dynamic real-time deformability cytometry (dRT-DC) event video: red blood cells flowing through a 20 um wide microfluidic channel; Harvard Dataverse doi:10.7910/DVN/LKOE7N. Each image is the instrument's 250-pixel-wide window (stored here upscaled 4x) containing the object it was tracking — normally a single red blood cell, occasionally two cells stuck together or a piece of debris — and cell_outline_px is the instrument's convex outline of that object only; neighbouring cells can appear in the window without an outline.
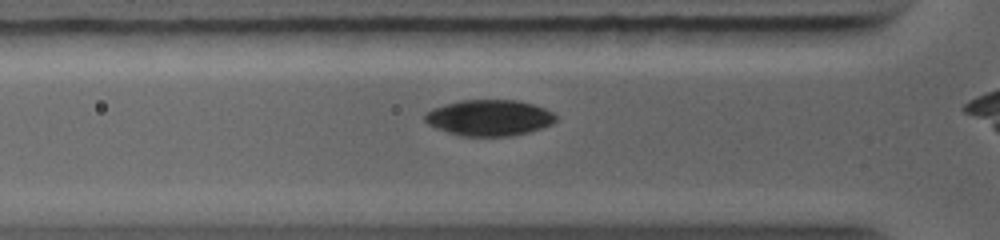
{"species": "common noctule bat (a hibernating species)", "species_latin": "Nyctalus noctula", "temperature_condition": "warm", "stored_images_in_passage": 68, "camera_frame_rate_fps": 5000, "um_per_image_px": 0.085, "animal": {"sex": "female", "body_mass_g": 19.0, "forearm_length_mm": 56.7}, "frame": {"image": 1, "passage_image": 5, "time_ms": 1.2, "image_size_px": [1000, 240], "cell_outline_px": [[556, 120], [552, 124], [528, 132], [512, 136], [460, 136], [436, 128], [428, 124], [424, 120], [424, 116], [432, 108], [444, 104], [460, 100], [516, 100], [532, 104], [544, 108], [552, 112], [556, 116]], "centroid_in_image_um": [41.57, 10.01], "position_along_channel_um": 84.2, "area_um2": 27.46}}
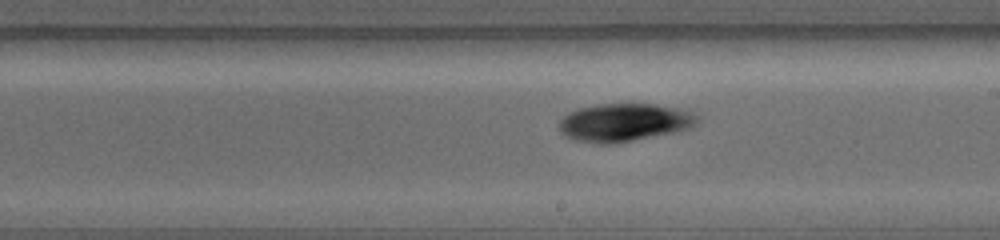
{"frame": {"image": 2, "passage_image": 20, "time_ms": 4.4, "image_size_px": [1000, 240], "cell_outline_px": [[700, 116], [696, 124], [688, 128], [676, 132], [616, 144], [596, 144], [572, 140], [564, 136], [560, 132], [560, 120], [568, 112], [580, 108], [596, 104], [652, 104], [688, 108]], "centroid_in_image_um": [53.09, 10.41], "position_along_channel_um": 235.9, "area_um2": 31.27}}
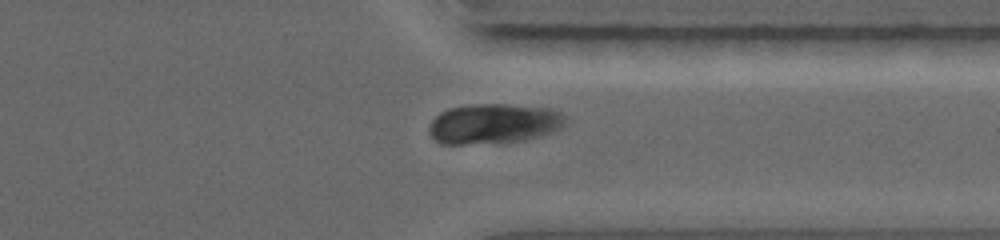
{"frame": {"image": 3, "passage_image": 42, "time_ms": 7.2, "image_size_px": [1000, 240], "cell_outline_px": [[568, 124], [552, 132], [524, 140], [500, 144], [440, 144], [428, 132], [428, 128], [432, 120], [440, 112], [448, 108], [472, 104], [508, 104], [552, 108], [560, 112], [564, 116]], "centroid_in_image_um": [41.97, 10.52], "position_along_channel_um": 369.4, "area_um2": 32.43}}